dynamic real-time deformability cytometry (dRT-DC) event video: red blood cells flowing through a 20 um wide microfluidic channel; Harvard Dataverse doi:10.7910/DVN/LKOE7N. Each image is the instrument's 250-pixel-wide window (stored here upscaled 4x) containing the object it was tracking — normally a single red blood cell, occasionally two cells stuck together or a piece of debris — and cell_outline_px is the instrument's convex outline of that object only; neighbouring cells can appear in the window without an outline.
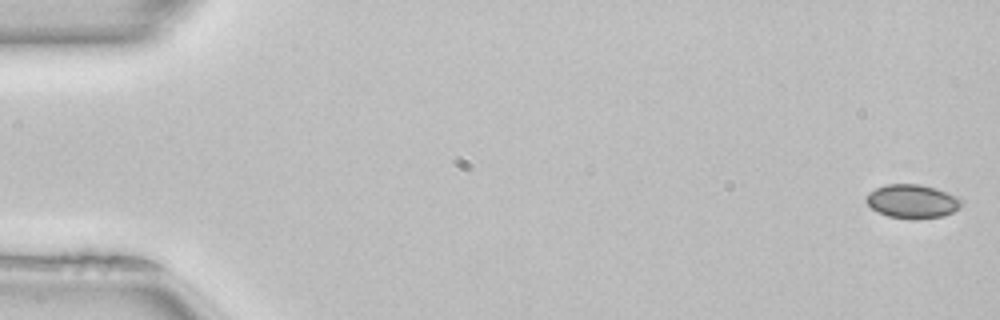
{"species": "common noctule bat (a hibernating species)", "species_latin": "Nyctalus noctula", "temperature_condition": "room temperature", "stored_images_in_passage": 51, "camera_frame_rate_fps": 3000, "um_per_image_px": 0.085, "animal": {"sex": "female", "body_mass_g": 22.7, "forearm_length_mm": 54.2}, "frame": {"image": 1, "passage_image": 1, "time_ms": 0.0, "image_size_px": [1000, 320], "cell_outline_px": [[964, 200], [960, 208], [944, 216], [916, 220], [912, 220], [888, 216], [872, 208], [864, 200], [868, 192], [876, 188], [888, 184], [920, 184], [936, 188], [956, 196]], "centroid_in_image_um": [77.56, 17.12], "position_along_channel_um": 7.4, "area_um2": 18.96}}
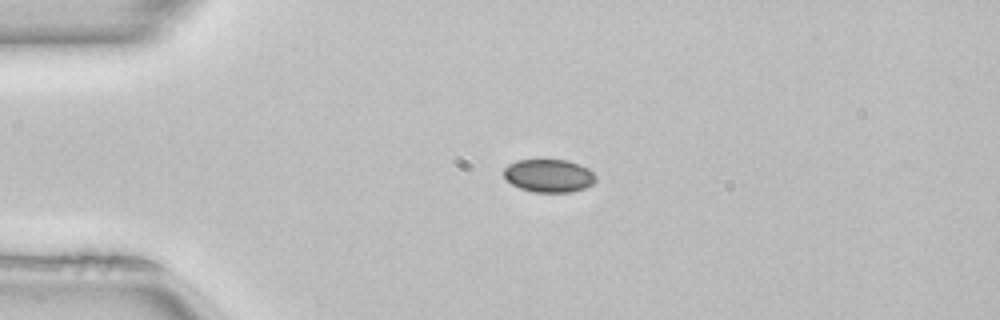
{"frame": {"image": 2, "passage_image": 12, "time_ms": 3.667, "image_size_px": [1000, 320], "cell_outline_px": [[596, 180], [592, 184], [584, 188], [572, 192], [532, 192], [520, 188], [512, 184], [504, 176], [504, 168], [508, 164], [516, 160], [568, 160], [580, 164], [588, 168], [596, 176]], "centroid_in_image_um": [46.66, 14.93], "position_along_channel_um": 38.3, "area_um2": 17.74}}
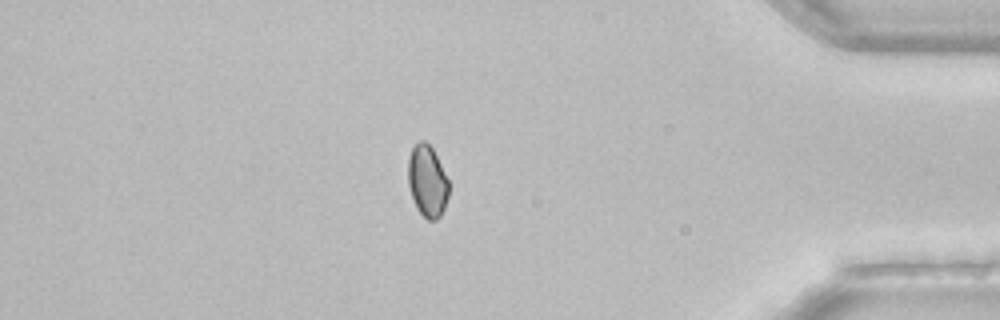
{"frame": {"image": 3, "passage_image": 44, "time_ms": 14.333, "image_size_px": [1000, 320], "cell_outline_px": [[448, 196], [444, 208], [440, 216], [436, 220], [428, 220], [416, 208], [408, 184], [408, 156], [412, 148], [420, 140], [424, 140], [432, 148], [448, 180]], "centroid_in_image_um": [36.3, 15.4], "position_along_channel_um": 398.9, "area_um2": 16.82}, "authors_computed_cell_mechanics": {"area_um2": 17.8024, "velocity_mm_per_s": 4.0284, "shape_relaxation_time_tau1_ms": 0.9798, "shape_relaxation_time_tau2_ms": null, "deformation_change_tau1": 0.0307, "deformation_change_tau2": null}}